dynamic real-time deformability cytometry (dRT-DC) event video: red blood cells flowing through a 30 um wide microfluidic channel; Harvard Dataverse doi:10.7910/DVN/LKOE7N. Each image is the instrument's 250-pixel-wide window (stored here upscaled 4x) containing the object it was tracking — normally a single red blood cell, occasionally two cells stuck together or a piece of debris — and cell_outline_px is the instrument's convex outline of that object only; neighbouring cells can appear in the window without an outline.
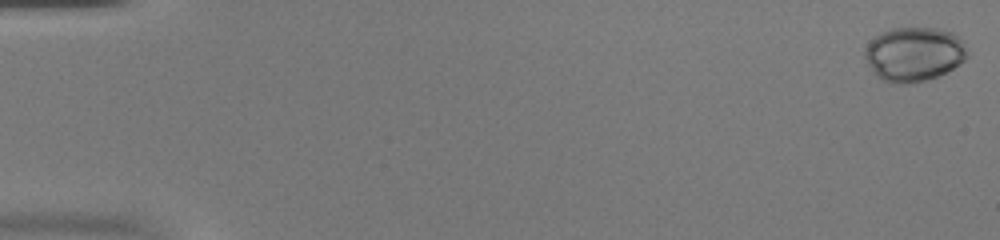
{"species": "common noctule bat (a hibernating species)", "species_latin": "Nyctalus noctula", "temperature_condition": "warm", "stored_images_in_passage": 42, "camera_frame_rate_fps": 3000, "um_per_image_px": 0.085, "animal": {"sex": "female", "body_mass_g": 20.0, "forearm_length_mm": 54.0}, "frame": {"image": 1, "passage_image": 1, "time_ms": 0.0, "image_size_px": [1000, 240], "cell_outline_px": [[968, 56], [964, 60], [952, 68], [936, 76], [912, 84], [892, 84], [876, 76], [868, 64], [864, 56], [864, 48], [880, 32], [892, 28], [936, 28], [952, 32], [964, 44]], "centroid_in_image_um": [77.65, 4.6], "position_along_channel_um": 7.4, "area_um2": 32.25}}